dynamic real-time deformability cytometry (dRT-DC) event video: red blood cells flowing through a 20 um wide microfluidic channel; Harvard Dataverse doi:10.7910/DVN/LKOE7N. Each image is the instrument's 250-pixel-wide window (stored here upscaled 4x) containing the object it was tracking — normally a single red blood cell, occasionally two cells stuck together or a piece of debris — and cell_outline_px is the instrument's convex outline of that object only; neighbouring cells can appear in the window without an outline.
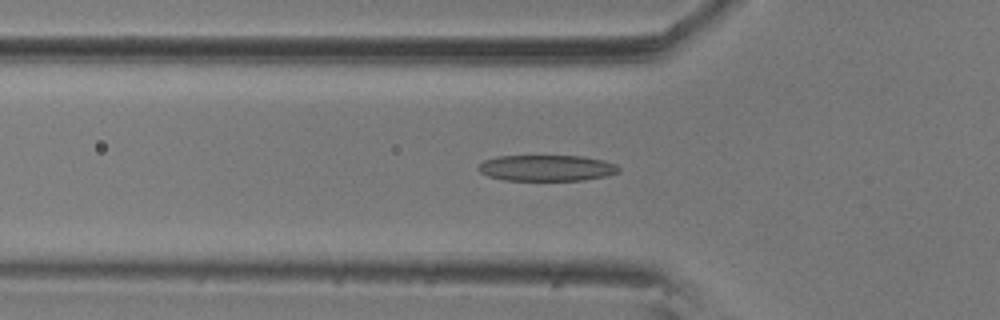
{"species": "common noctule bat (a hibernating species)", "species_latin": "Nyctalus noctula", "temperature_condition": "room temperature", "stored_images_in_passage": 48, "camera_frame_rate_fps": 3000, "um_per_image_px": 0.085, "animal": {"sex": "male", "body_mass_g": 20.5, "forearm_length_mm": 52.5}, "frame": {"image": 1, "passage_image": 10, "time_ms": 3.0, "image_size_px": [1000, 320], "cell_outline_px": [[620, 172], [608, 176], [584, 180], [504, 180], [488, 176], [480, 172], [476, 168], [484, 160], [496, 156], [584, 156], [604, 160], [616, 164], [620, 168]], "centroid_in_image_um": [46.49, 14.28], "position_along_channel_um": 79.3, "area_um2": 21.5}}
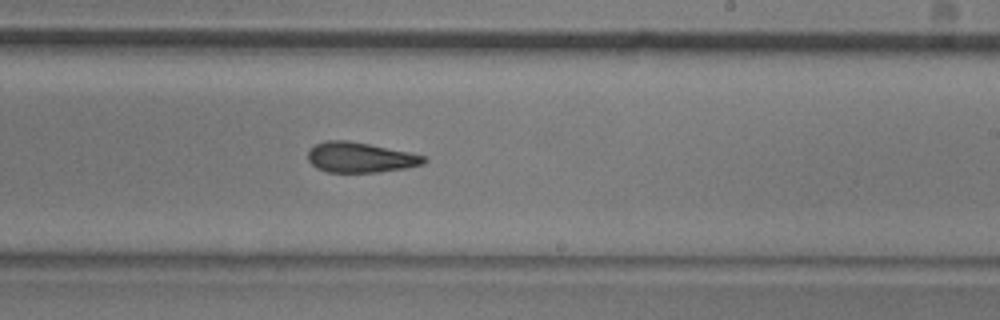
{"frame": {"image": 2, "passage_image": 25, "time_ms": 8.0, "image_size_px": [1000, 320], "cell_outline_px": [[428, 160], [424, 164], [408, 168], [376, 172], [328, 172], [316, 168], [308, 160], [308, 152], [316, 144], [328, 140], [348, 140], [408, 152], [424, 156]], "centroid_in_image_um": [30.63, 13.39], "position_along_channel_um": 258.4, "area_um2": 20.29}}
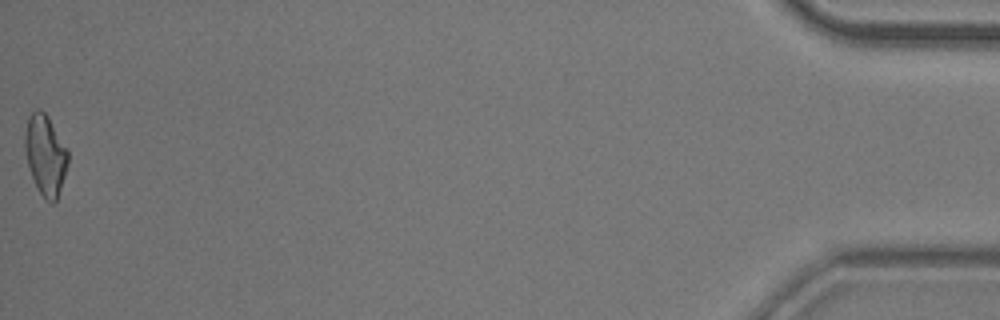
{"frame": {"image": 3, "passage_image": 48, "time_ms": 15.667, "image_size_px": [1000, 320], "cell_outline_px": [[68, 164], [56, 200], [52, 204], [40, 192], [32, 176], [28, 164], [24, 148], [24, 132], [28, 116], [36, 108], [40, 108], [48, 116], [68, 148]], "centroid_in_image_um": [3.85, 13.09], "position_along_channel_um": 431.3, "area_um2": 20.11}, "authors_computed_cell_mechanics": {"area_um2": 20.519, "velocity_mm_per_s": 3.5562, "shape_relaxation_time_tau1_ms": 6.3804, "shape_relaxation_time_tau2_ms": 5.1073, "deformation_change_tau1": 0.1779, "deformation_change_tau2": 0.1631}}